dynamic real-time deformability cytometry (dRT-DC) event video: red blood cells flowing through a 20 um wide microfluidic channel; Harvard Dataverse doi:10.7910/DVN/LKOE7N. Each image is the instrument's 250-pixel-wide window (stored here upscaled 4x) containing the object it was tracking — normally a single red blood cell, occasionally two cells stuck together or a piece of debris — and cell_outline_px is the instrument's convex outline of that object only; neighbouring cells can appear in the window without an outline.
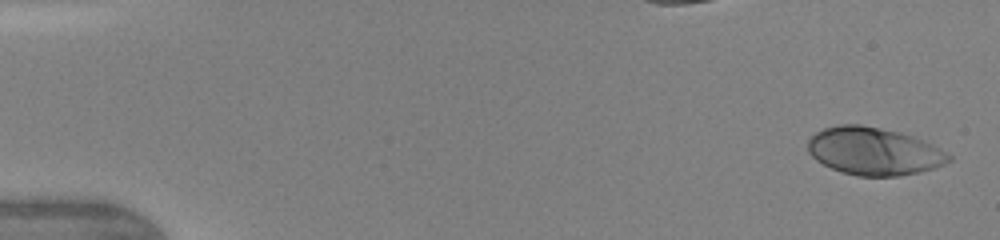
{"species": "human", "species_latin": "Homo sapiens", "temperature_condition": "warm", "stored_images_in_passage": 44, "camera_frame_rate_fps": 3000, "um_per_image_px": 0.085, "donor": {"sex": "female"}, "frame": {"image": 1, "passage_image": 1, "time_ms": 0.0, "image_size_px": [1000, 240], "cell_outline_px": [[952, 160], [936, 168], [920, 172], [900, 176], [856, 176], [832, 168], [816, 160], [808, 152], [808, 140], [816, 132], [824, 128], [840, 124], [860, 124], [900, 132], [924, 140], [940, 148], [952, 156]], "centroid_in_image_um": [74.31, 12.86], "position_along_channel_um": 10.7, "area_um2": 39.25}}